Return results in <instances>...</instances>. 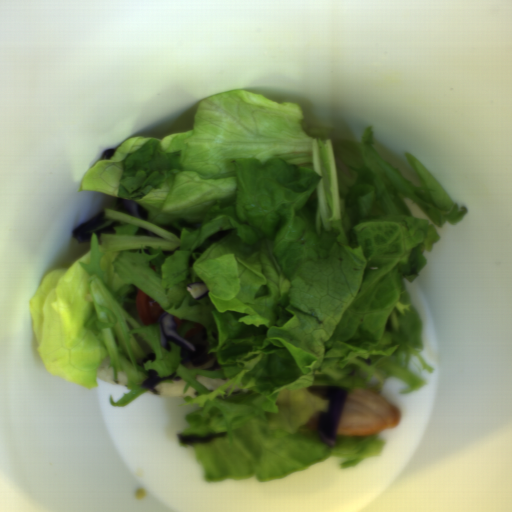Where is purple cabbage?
I'll return each mask as SVG.
<instances>
[{"instance_id":"1","label":"purple cabbage","mask_w":512,"mask_h":512,"mask_svg":"<svg viewBox=\"0 0 512 512\" xmlns=\"http://www.w3.org/2000/svg\"><path fill=\"white\" fill-rule=\"evenodd\" d=\"M157 322L160 345L167 351H171L170 343L173 342L180 350V365L209 372L218 368L219 363L214 354H207L210 344L202 330H191L185 336L179 335L175 330L174 315L167 314L162 309Z\"/></svg>"},{"instance_id":"2","label":"purple cabbage","mask_w":512,"mask_h":512,"mask_svg":"<svg viewBox=\"0 0 512 512\" xmlns=\"http://www.w3.org/2000/svg\"><path fill=\"white\" fill-rule=\"evenodd\" d=\"M347 387L327 385L322 397L327 401L326 410L319 414L318 437L321 443L334 446L338 439L340 419L348 397Z\"/></svg>"},{"instance_id":"3","label":"purple cabbage","mask_w":512,"mask_h":512,"mask_svg":"<svg viewBox=\"0 0 512 512\" xmlns=\"http://www.w3.org/2000/svg\"><path fill=\"white\" fill-rule=\"evenodd\" d=\"M106 212L100 211L97 214L91 216L90 218L82 221L72 232V237L78 242V243H86L90 242L92 240L91 235L94 234L96 237L101 238V234H115L116 230L114 227L122 226L123 224L121 222L114 221L111 222L106 227L99 229L97 231H90L94 228L99 227L104 222L107 221Z\"/></svg>"},{"instance_id":"4","label":"purple cabbage","mask_w":512,"mask_h":512,"mask_svg":"<svg viewBox=\"0 0 512 512\" xmlns=\"http://www.w3.org/2000/svg\"><path fill=\"white\" fill-rule=\"evenodd\" d=\"M115 203V211L143 219V220H149V211L144 208L141 204L125 199L122 197H117L114 201Z\"/></svg>"},{"instance_id":"5","label":"purple cabbage","mask_w":512,"mask_h":512,"mask_svg":"<svg viewBox=\"0 0 512 512\" xmlns=\"http://www.w3.org/2000/svg\"><path fill=\"white\" fill-rule=\"evenodd\" d=\"M181 379V377L176 376L175 371L171 373L169 376L160 377L155 370L151 369L147 370V379L142 382L141 387L150 390L152 394H157V391L156 389H154V387L161 381L172 380L177 382L181 381Z\"/></svg>"},{"instance_id":"6","label":"purple cabbage","mask_w":512,"mask_h":512,"mask_svg":"<svg viewBox=\"0 0 512 512\" xmlns=\"http://www.w3.org/2000/svg\"><path fill=\"white\" fill-rule=\"evenodd\" d=\"M226 433H206L205 435L201 436L198 434H186V435H179L178 437L182 444H199V445H206L211 439L213 438H219V437H226Z\"/></svg>"},{"instance_id":"7","label":"purple cabbage","mask_w":512,"mask_h":512,"mask_svg":"<svg viewBox=\"0 0 512 512\" xmlns=\"http://www.w3.org/2000/svg\"><path fill=\"white\" fill-rule=\"evenodd\" d=\"M186 290L195 300H200L208 295V287L205 282L197 281L194 283L187 284Z\"/></svg>"},{"instance_id":"8","label":"purple cabbage","mask_w":512,"mask_h":512,"mask_svg":"<svg viewBox=\"0 0 512 512\" xmlns=\"http://www.w3.org/2000/svg\"><path fill=\"white\" fill-rule=\"evenodd\" d=\"M117 149H113V148H110L108 150H105L102 154V157L101 159L103 158H110V157H113L114 153L116 152Z\"/></svg>"}]
</instances>
